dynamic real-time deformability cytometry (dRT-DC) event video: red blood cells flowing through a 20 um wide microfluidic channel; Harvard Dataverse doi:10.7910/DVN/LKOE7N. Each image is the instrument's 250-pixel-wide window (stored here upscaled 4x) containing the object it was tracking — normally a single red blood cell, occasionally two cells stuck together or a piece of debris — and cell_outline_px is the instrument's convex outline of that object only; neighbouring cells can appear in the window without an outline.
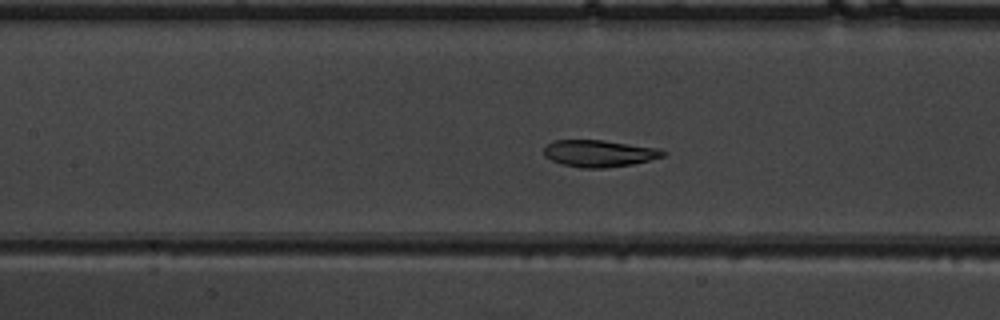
{"species": "common noctule bat (a hibernating species)", "species_latin": "Nyctalus noctula", "temperature_condition": "warm", "stored_images_in_passage": 52, "camera_frame_rate_fps": 3000, "um_per_image_px": 0.085, "animal": {"sex": "male", "body_mass_g": 19.5, "forearm_length_mm": 54.6}, "frame": {"image": 1, "passage_image": 25, "time_ms": 8.0, "image_size_px": [1000, 320], "cell_outline_px": [[668, 152], [664, 156], [632, 164], [604, 168], [580, 168], [560, 164], [544, 156], [544, 148], [548, 144], [556, 140], [604, 140], [660, 148]], "centroid_in_image_um": [50.94, 13.04], "position_along_channel_um": 156.5, "area_um2": 18.73}}
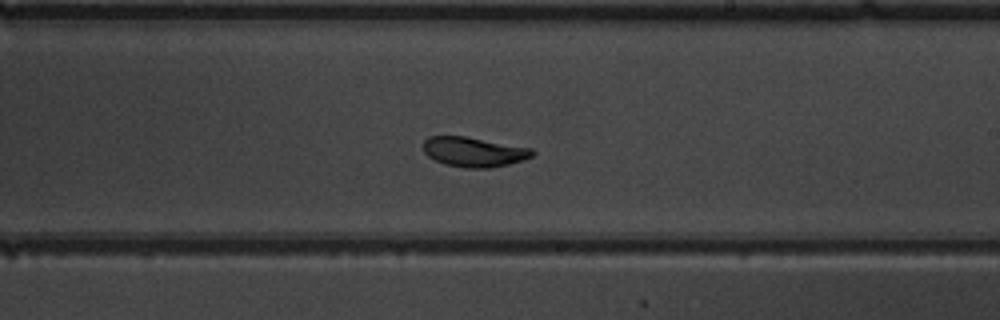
{"frame": {"image": 2, "passage_image": 32, "time_ms": 10.333, "image_size_px": [1000, 320], "cell_outline_px": [[536, 152], [532, 156], [508, 164], [492, 168], [464, 168], [444, 164], [428, 156], [424, 152], [424, 140], [428, 136], [464, 136], [532, 148]], "centroid_in_image_um": [40.27, 12.91], "position_along_channel_um": 248.7, "area_um2": 18.84}}
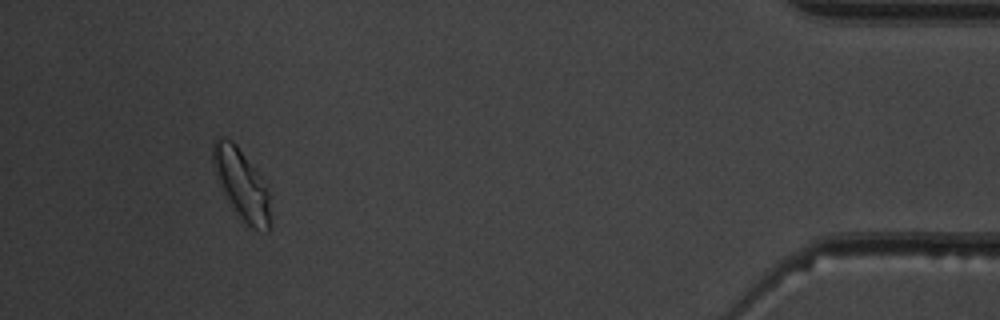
{"frame": {"image": 3, "passage_image": 49, "time_ms": 16.0, "image_size_px": [1000, 320], "cell_outline_px": [[272, 228], [268, 232], [252, 228], [240, 220], [224, 196], [216, 176], [212, 160], [212, 144], [216, 136], [220, 136], [232, 140], [236, 144], [268, 188]], "centroid_in_image_um": [20.52, 15.71], "position_along_channel_um": 414.7, "area_um2": 23.87}, "authors_computed_cell_mechanics": {"area_um2": 20.4323, "velocity_mm_per_s": 3.969, "shape_relaxation_time_tau1_ms": 2.4155, "shape_relaxation_time_tau2_ms": 1.2197, "deformation_change_tau1": 0.103, "deformation_change_tau2": 0.0663}}